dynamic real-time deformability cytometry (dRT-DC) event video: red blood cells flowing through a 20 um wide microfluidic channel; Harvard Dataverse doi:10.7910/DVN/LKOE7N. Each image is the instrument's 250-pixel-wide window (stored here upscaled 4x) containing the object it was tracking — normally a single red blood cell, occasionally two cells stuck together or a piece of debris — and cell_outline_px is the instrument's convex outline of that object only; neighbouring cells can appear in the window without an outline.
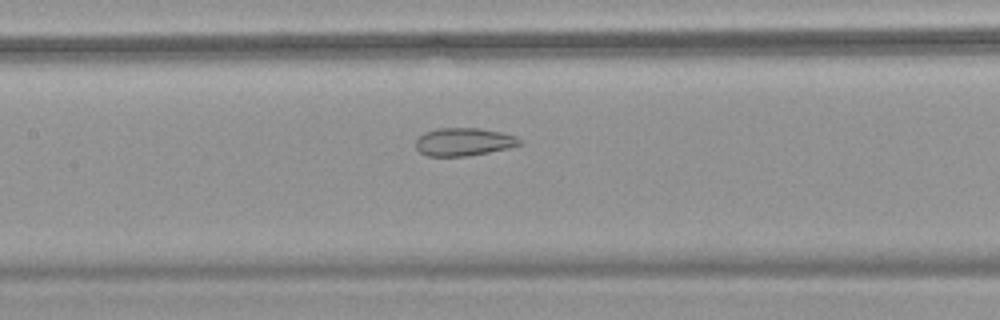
{"species": "common noctule bat (a hibernating species)", "species_latin": "Nyctalus noctula", "temperature_condition": "warm", "stored_images_in_passage": 39, "camera_frame_rate_fps": 3000, "um_per_image_px": 0.085, "animal": {"sex": "female", "body_mass_g": 18.4}, "frame": {"image": 1, "passage_image": 16, "time_ms": 5.0, "image_size_px": [1000, 320], "cell_outline_px": [[524, 144], [508, 148], [468, 156], [428, 156], [420, 152], [416, 148], [416, 140], [424, 132], [436, 128], [480, 128], [500, 132], [516, 136]], "centroid_in_image_um": [39.42, 12.05], "position_along_channel_um": 168.0, "area_um2": 16.94}}
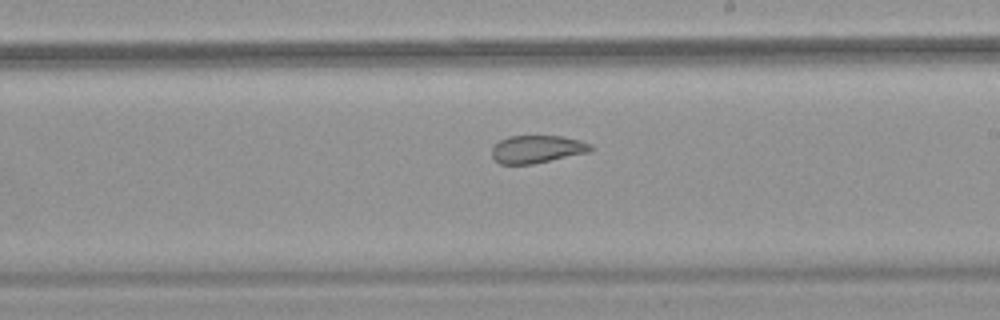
{"frame": {"image": 2, "passage_image": 22, "time_ms": 7.0, "image_size_px": [1000, 320], "cell_outline_px": [[592, 148], [588, 152], [532, 164], [500, 164], [492, 156], [492, 148], [500, 140], [508, 136], [564, 136], [580, 140], [592, 144]], "centroid_in_image_um": [45.64, 12.67], "position_along_channel_um": 243.4, "area_um2": 15.84}}
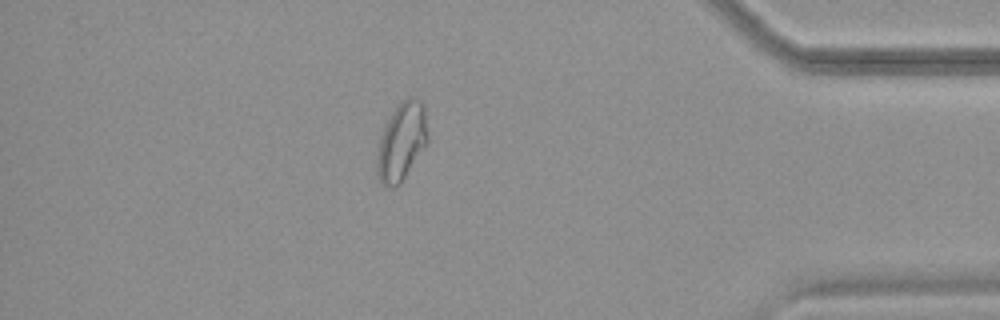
{"frame": {"image": 3, "passage_image": 37, "time_ms": 12.0, "image_size_px": [1000, 320], "cell_outline_px": [[428, 144], [400, 184], [392, 188], [384, 184], [380, 180], [376, 172], [376, 160], [380, 136], [396, 104], [412, 96], [420, 100], [424, 104], [428, 136]], "centroid_in_image_um": [34.15, 12.04], "position_along_channel_um": 401.0, "area_um2": 23.24}}